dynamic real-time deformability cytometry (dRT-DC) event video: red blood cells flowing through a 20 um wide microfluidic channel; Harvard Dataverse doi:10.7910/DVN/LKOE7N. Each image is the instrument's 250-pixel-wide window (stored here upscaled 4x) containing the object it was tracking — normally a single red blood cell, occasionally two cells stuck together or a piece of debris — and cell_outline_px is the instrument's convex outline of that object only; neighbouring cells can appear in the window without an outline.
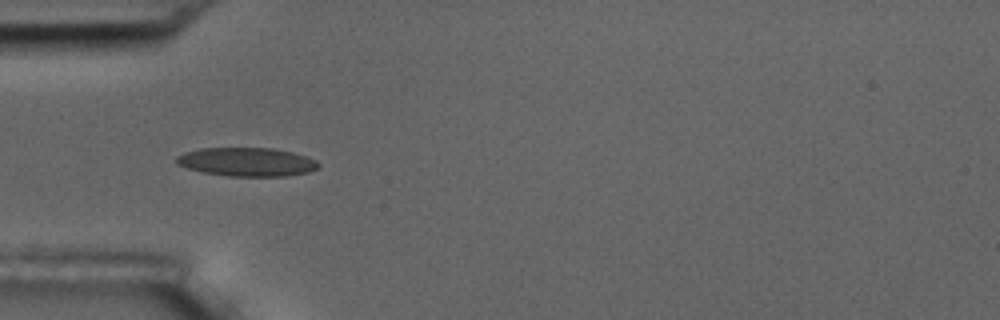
{"species": "common noctule bat (a hibernating species)", "species_latin": "Nyctalus noctula", "temperature_condition": "room temperature", "stored_images_in_passage": 5, "camera_frame_rate_fps": 3000, "um_per_image_px": 0.085, "animal": {"sex": "male", "body_mass_g": 17.5, "forearm_length_mm": 52.3}, "frame": {"image": 1, "passage_image": 4, "time_ms": 4.667, "image_size_px": [1000, 320], "cell_outline_px": [[320, 164], [316, 168], [308, 172], [284, 176], [228, 176], [204, 172], [188, 168], [176, 164], [176, 156], [184, 152], [200, 148], [272, 148], [292, 152], [316, 160]], "centroid_in_image_um": [20.95, 13.76], "position_along_channel_um": 64.1, "area_um2": 23.58}}